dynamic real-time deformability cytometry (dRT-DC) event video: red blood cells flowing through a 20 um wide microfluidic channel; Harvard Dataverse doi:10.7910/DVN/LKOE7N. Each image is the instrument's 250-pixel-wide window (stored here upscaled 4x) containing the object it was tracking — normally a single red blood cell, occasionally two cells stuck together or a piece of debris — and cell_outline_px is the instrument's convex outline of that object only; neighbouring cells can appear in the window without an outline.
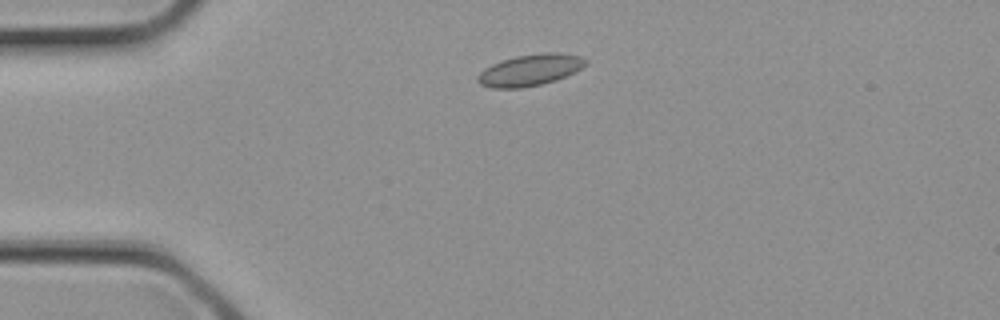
{"species": "common noctule bat (a hibernating species)", "species_latin": "Nyctalus noctula", "temperature_condition": "cold", "stored_images_in_passage": 2, "camera_frame_rate_fps": 3000, "um_per_image_px": 0.085, "animal": {"sex": "female", "body_mass_g": 21.9}, "frame": {"image": 1, "passage_image": 2, "time_ms": 0.333, "image_size_px": [1000, 320], "cell_outline_px": [[588, 64], [576, 72], [556, 80], [524, 88], [492, 88], [480, 84], [476, 80], [476, 76], [484, 68], [500, 60], [516, 56], [544, 52], [560, 52], [580, 56], [588, 60]], "centroid_in_image_um": [45.07, 5.94], "position_along_channel_um": 39.9, "area_um2": 20.11}}